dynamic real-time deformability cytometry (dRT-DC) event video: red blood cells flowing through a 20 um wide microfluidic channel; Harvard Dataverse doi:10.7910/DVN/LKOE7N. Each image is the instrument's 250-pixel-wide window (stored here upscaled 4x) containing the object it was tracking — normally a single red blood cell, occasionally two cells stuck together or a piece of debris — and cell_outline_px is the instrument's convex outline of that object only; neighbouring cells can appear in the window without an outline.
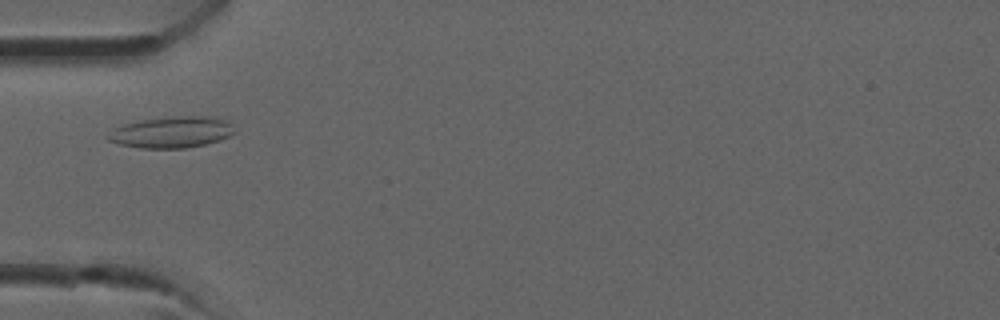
{"species": "common noctule bat (a hibernating species)", "species_latin": "Nyctalus noctula", "temperature_condition": "room temperature", "stored_images_in_passage": 11, "camera_frame_rate_fps": 3000, "um_per_image_px": 0.085, "animal": {"sex": "male", "forearm_length_mm": 52.5}, "frame": {"image": 1, "passage_image": 7, "time_ms": 2.0, "image_size_px": [1000, 320], "cell_outline_px": [[236, 132], [220, 140], [204, 144], [184, 148], [140, 148], [120, 144], [108, 140], [104, 136], [116, 128], [124, 124], [144, 120], [172, 116], [204, 116], [228, 120], [232, 124]], "centroid_in_image_um": [14.61, 11.24], "position_along_channel_um": 70.4, "area_um2": 22.95}}
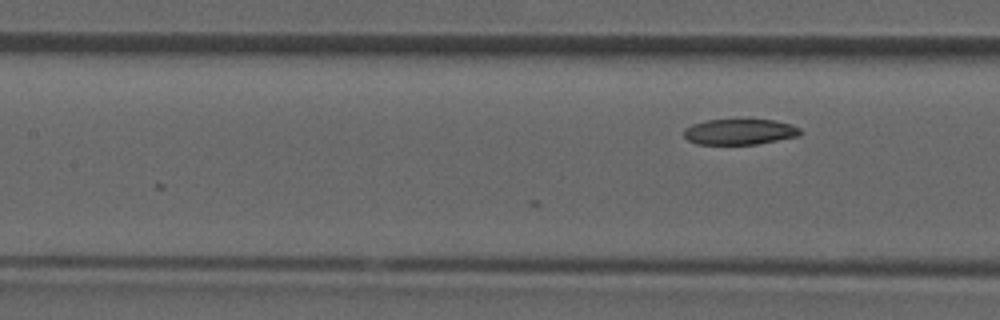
{"frame": {"image": 2, "passage_image": 11, "time_ms": 3.333, "image_size_px": [1000, 320], "cell_outline_px": [[800, 136], [756, 144], [696, 144], [688, 140], [684, 136], [684, 128], [692, 124], [708, 120], [776, 120], [792, 124], [800, 128]], "centroid_in_image_um": [62.88, 11.2], "position_along_channel_um": 144.5, "area_um2": 17.4}}